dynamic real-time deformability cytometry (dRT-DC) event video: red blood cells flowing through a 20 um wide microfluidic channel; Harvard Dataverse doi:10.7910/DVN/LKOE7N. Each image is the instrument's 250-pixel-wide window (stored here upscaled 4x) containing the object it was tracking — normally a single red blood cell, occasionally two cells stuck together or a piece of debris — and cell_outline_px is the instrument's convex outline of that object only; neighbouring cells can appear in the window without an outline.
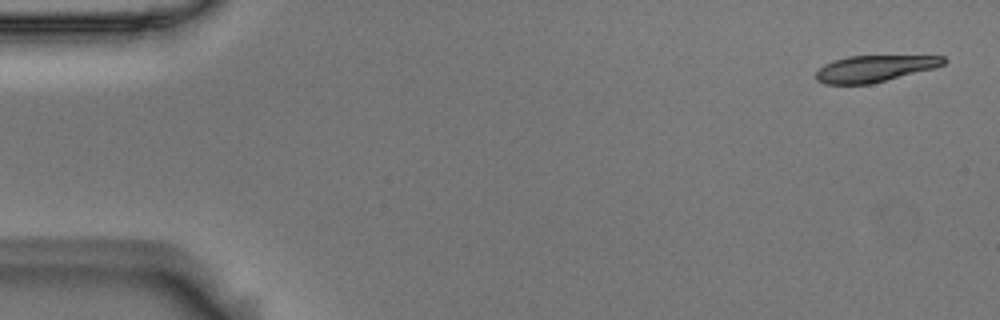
{"species": "Egyptian fruit bat (a non-hibernating species)", "species_latin": "Rousettus aegyptiacus", "temperature_condition": "room temperature", "stored_images_in_passage": 54, "camera_frame_rate_fps": 3000, "um_per_image_px": 0.085, "animal": {"sex": "male"}, "frame": {"image": 1, "passage_image": 2, "time_ms": 0.333, "image_size_px": [1000, 320], "cell_outline_px": [[948, 60], [944, 64], [936, 68], [872, 84], [824, 84], [816, 80], [816, 72], [824, 64], [832, 60], [848, 56], [944, 56]], "centroid_in_image_um": [74.35, 5.83], "position_along_channel_um": 10.7, "area_um2": 19.88}}
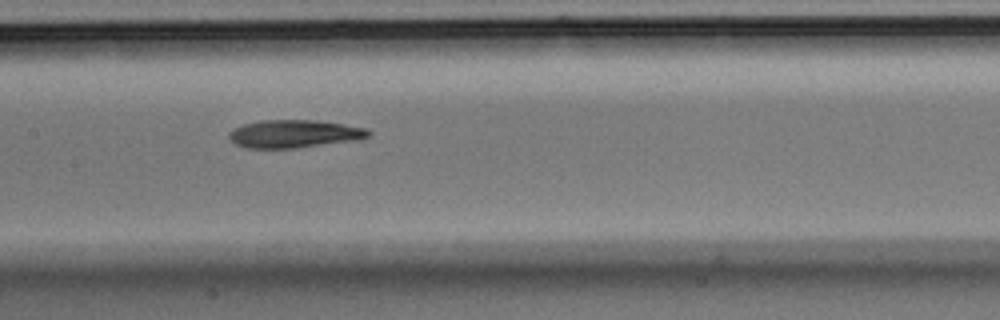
{"frame": {"image": 2, "passage_image": 26, "time_ms": 8.333, "image_size_px": [1000, 320], "cell_outline_px": [[372, 132], [368, 136], [352, 140], [296, 148], [248, 148], [236, 144], [228, 136], [228, 132], [244, 124], [260, 120], [312, 120], [368, 128]], "centroid_in_image_um": [24.97, 11.37], "position_along_channel_um": 182.4, "area_um2": 22.25}}
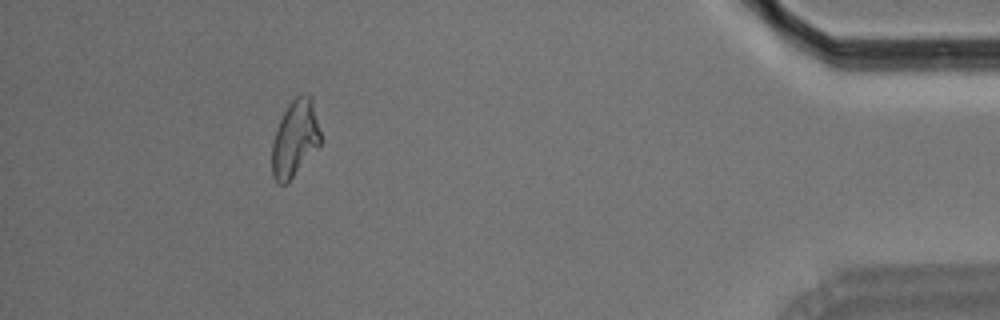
{"frame": {"image": 3, "passage_image": 49, "time_ms": 16.0, "image_size_px": [1000, 320], "cell_outline_px": [[320, 144], [292, 176], [284, 184], [280, 184], [272, 176], [272, 140], [276, 128], [288, 104], [296, 96], [304, 92], [312, 96], [320, 132]], "centroid_in_image_um": [25.06, 11.7], "position_along_channel_um": 410.1, "area_um2": 21.33}, "authors_computed_cell_mechanics": {"area_um2": 22.1374, "velocity_mm_per_s": 3.7097, "shape_relaxation_time_tau1_ms": 8.6942, "shape_relaxation_time_tau2_ms": null, "deformation_change_tau1": 0.2029, "deformation_change_tau2": null}}